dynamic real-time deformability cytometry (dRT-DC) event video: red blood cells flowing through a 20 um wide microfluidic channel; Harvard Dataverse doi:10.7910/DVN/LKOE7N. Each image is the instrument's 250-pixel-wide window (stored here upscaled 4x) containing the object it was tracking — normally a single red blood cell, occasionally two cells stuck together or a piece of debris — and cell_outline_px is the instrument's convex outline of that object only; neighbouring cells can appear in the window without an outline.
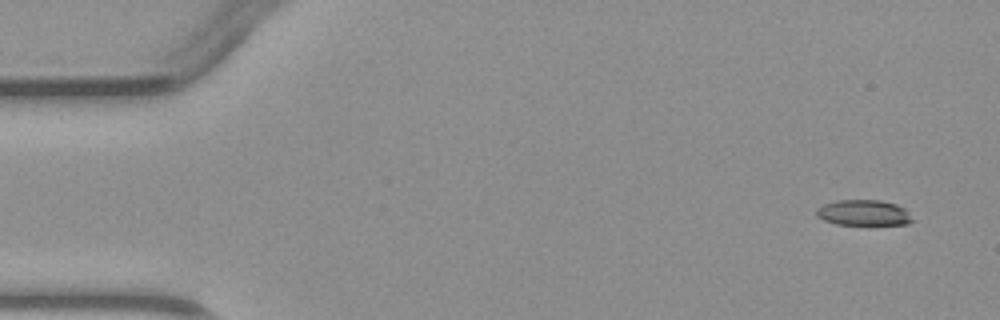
{"species": "common noctule bat (a hibernating species)", "species_latin": "Nyctalus noctula", "temperature_condition": "warm", "stored_images_in_passage": 5, "camera_frame_rate_fps": 3000, "um_per_image_px": 0.085, "animal": {"sex": "male", "body_mass_g": 23.1, "forearm_length_mm": 52.7}, "frame": {"image": 1, "passage_image": 1, "time_ms": 0.0, "image_size_px": [1000, 320], "cell_outline_px": [[916, 220], [908, 224], [868, 228], [836, 224], [824, 220], [816, 216], [816, 208], [824, 204], [836, 200], [880, 200], [896, 204], [904, 208]], "centroid_in_image_um": [73.46, 18.15], "position_along_channel_um": 11.5, "area_um2": 15.43}}
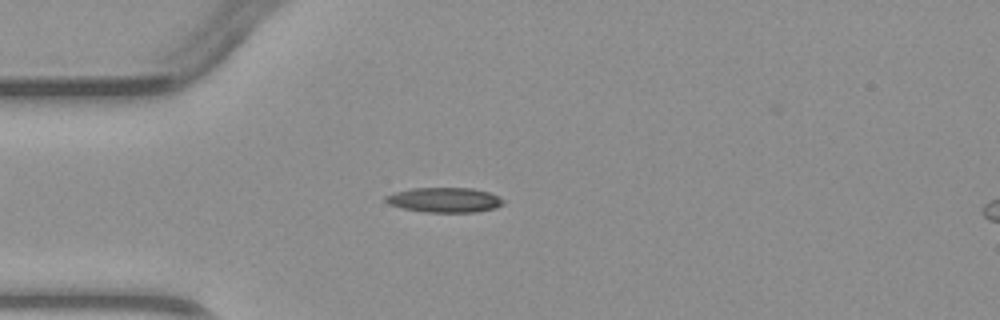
{"frame": {"image": 2, "passage_image": 4, "time_ms": 3.333, "image_size_px": [1000, 320], "cell_outline_px": [[504, 204], [496, 208], [476, 212], [424, 212], [404, 208], [388, 204], [384, 200], [384, 196], [396, 192], [412, 188], [472, 188], [488, 192], [504, 200]], "centroid_in_image_um": [37.78, 17.0], "position_along_channel_um": 47.2, "area_um2": 16.99}}